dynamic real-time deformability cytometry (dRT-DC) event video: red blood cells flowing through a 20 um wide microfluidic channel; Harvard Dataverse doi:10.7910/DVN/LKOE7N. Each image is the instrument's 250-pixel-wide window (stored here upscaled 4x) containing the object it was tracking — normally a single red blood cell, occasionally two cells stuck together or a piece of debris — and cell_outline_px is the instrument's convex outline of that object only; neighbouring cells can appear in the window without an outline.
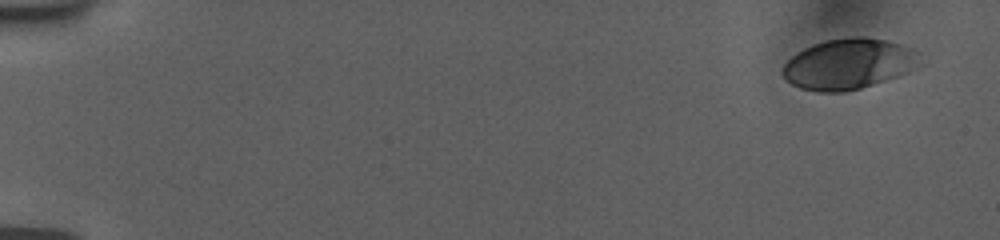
{"species": "human", "species_latin": "Homo sapiens", "temperature_condition": "room temperature", "stored_images_in_passage": 10, "camera_frame_rate_fps": 3000, "um_per_image_px": 0.085, "donor": {"sex": "female"}, "frame": {"image": 1, "passage_image": 1, "time_ms": 0.0, "image_size_px": [1000, 240], "cell_outline_px": [[916, 56], [908, 72], [860, 88], [844, 92], [816, 92], [800, 88], [784, 80], [780, 72], [780, 68], [792, 56], [804, 48], [812, 44], [824, 40], [852, 36], [864, 36], [888, 40], [916, 48]], "centroid_in_image_um": [72.02, 5.42], "position_along_channel_um": 13.0, "area_um2": 40.29}}
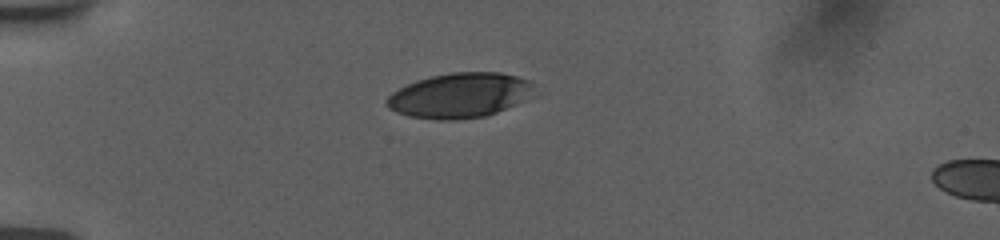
{"frame": {"image": 2, "passage_image": 7, "time_ms": 4.333, "image_size_px": [1000, 240], "cell_outline_px": [[536, 96], [528, 100], [496, 112], [484, 116], [456, 120], [440, 120], [408, 116], [396, 112], [388, 108], [384, 104], [384, 100], [392, 92], [416, 80], [432, 76], [452, 72], [500, 72], [516, 76], [528, 80], [532, 84]], "centroid_in_image_um": [39.1, 8.11], "position_along_channel_um": 45.9, "area_um2": 38.96}}